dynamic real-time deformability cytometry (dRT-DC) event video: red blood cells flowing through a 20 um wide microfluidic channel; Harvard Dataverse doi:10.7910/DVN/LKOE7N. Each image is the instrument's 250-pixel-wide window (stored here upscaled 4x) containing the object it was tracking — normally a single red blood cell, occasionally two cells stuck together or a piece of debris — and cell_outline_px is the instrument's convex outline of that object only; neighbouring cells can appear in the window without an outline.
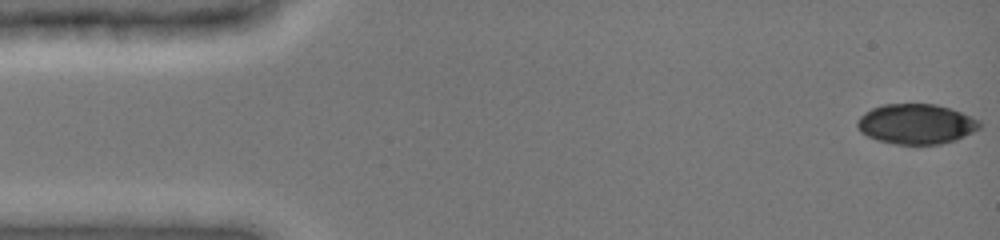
{"species": "common noctule bat (a hibernating species)", "species_latin": "Nyctalus noctula", "temperature_condition": "cold", "stored_images_in_passage": 48, "camera_frame_rate_fps": 3000, "um_per_image_px": 0.085, "animal": {"sex": "female", "body_mass_g": 19.0, "forearm_length_mm": 51.5}, "frame": {"image": 1, "passage_image": 1, "time_ms": 0.0, "image_size_px": [1000, 240], "cell_outline_px": [[980, 128], [956, 140], [940, 144], [916, 148], [876, 140], [860, 132], [856, 124], [856, 120], [864, 112], [872, 108], [884, 104], [936, 104], [960, 112], [980, 120]], "centroid_in_image_um": [77.84, 10.58], "position_along_channel_um": 7.2, "area_um2": 29.19}}
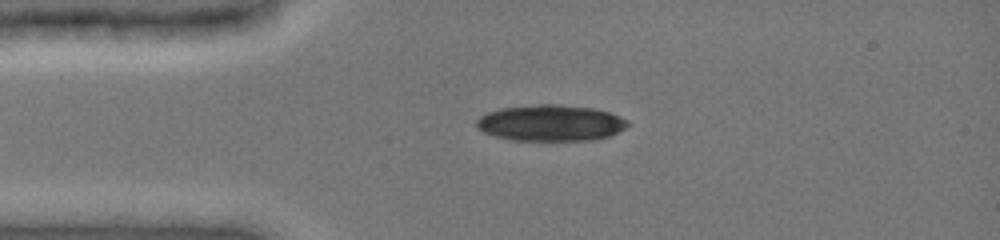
{"frame": {"image": 2, "passage_image": 11, "time_ms": 3.333, "image_size_px": [1000, 240], "cell_outline_px": [[632, 124], [608, 136], [588, 140], [512, 140], [496, 136], [484, 132], [476, 128], [476, 120], [480, 116], [488, 112], [500, 108], [540, 104], [556, 104], [592, 108], [608, 112], [620, 116], [628, 120]], "centroid_in_image_um": [46.79, 10.44], "position_along_channel_um": 38.2, "area_um2": 31.73}}